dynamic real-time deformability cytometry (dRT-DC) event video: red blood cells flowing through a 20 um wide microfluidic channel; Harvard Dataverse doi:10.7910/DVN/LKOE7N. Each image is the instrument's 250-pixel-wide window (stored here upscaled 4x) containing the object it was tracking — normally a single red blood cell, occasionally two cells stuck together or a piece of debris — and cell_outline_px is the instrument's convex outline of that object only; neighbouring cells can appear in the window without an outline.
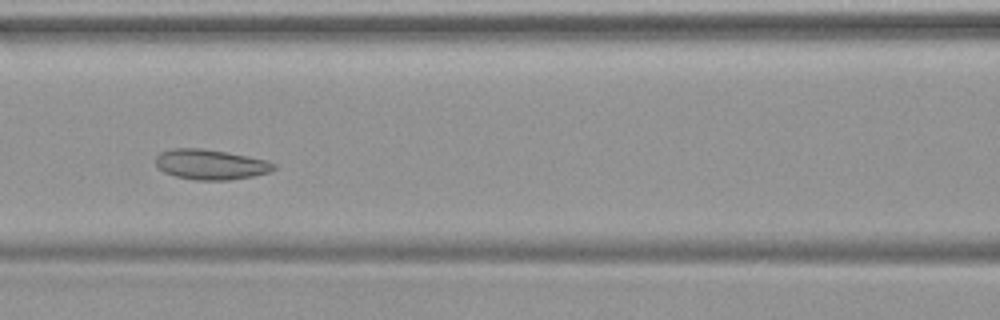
{"species": "common noctule bat (a hibernating species)", "species_latin": "Nyctalus noctula", "temperature_condition": "warm", "stored_images_in_passage": 41, "segment_of_instrument_passage": [1, 2], "camera_frame_rate_fps": 3000, "um_per_image_px": 0.085, "animal": {"sex": "female", "body_mass_g": 19.9}, "frame": {"image": 1, "passage_image": 13, "time_ms": 4.0, "image_size_px": [1000, 320], "cell_outline_px": [[276, 168], [272, 172], [252, 176], [228, 180], [196, 180], [176, 176], [164, 172], [156, 168], [156, 156], [160, 152], [172, 148], [200, 148], [228, 152], [268, 160], [276, 164]], "centroid_in_image_um": [17.91, 13.97], "position_along_channel_um": 148.7, "area_um2": 20.98}}
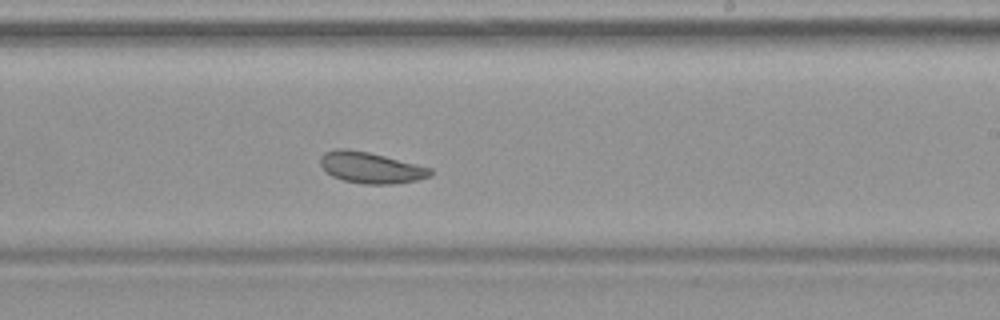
{"frame": {"image": 2, "passage_image": 21, "time_ms": 6.667, "image_size_px": [1000, 320], "cell_outline_px": [[432, 176], [416, 180], [392, 184], [364, 184], [344, 180], [332, 176], [320, 164], [320, 156], [324, 152], [336, 148], [348, 148], [368, 152], [432, 168]], "centroid_in_image_um": [31.5, 14.24], "position_along_channel_um": 257.5, "area_um2": 19.88}}
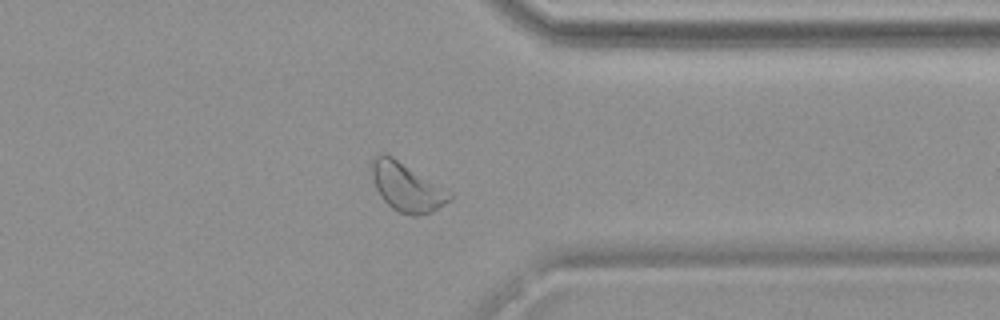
{"frame": {"image": 3, "passage_image": 30, "time_ms": 9.667, "image_size_px": [1000, 320], "cell_outline_px": [[452, 200], [432, 212], [416, 216], [412, 216], [400, 212], [392, 208], [380, 196], [376, 188], [372, 176], [372, 160], [376, 156], [384, 152], [392, 156], [452, 192]], "centroid_in_image_um": [34.6, 15.91], "position_along_channel_um": 376.8, "area_um2": 21.96}}